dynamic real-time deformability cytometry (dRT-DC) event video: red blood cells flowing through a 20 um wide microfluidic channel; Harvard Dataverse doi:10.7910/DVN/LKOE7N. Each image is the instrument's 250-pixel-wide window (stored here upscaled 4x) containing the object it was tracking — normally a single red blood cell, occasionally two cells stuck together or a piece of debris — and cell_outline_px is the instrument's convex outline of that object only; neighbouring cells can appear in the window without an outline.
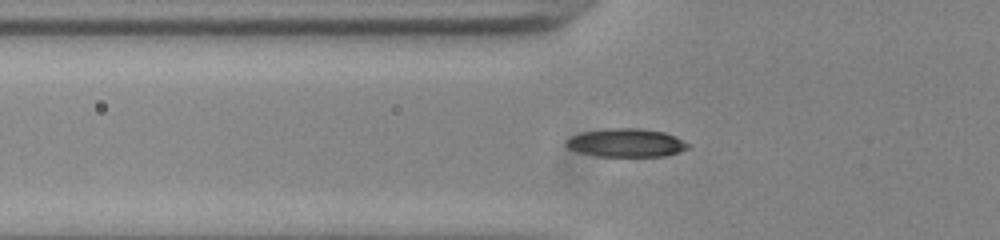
{"species": "common noctule bat (a hibernating species)", "species_latin": "Nyctalus noctula", "temperature_condition": "room temperature", "stored_images_in_passage": 44, "camera_frame_rate_fps": 3000, "um_per_image_px": 0.085, "animal": {"sex": "male", "body_mass_g": 20.0, "forearm_length_mm": 53.3}, "frame": {"image": 1, "passage_image": 12, "time_ms": 3.667, "image_size_px": [1000, 240], "cell_outline_px": [[688, 148], [680, 152], [664, 156], [596, 156], [580, 152], [568, 148], [564, 144], [572, 136], [584, 132], [612, 128], [636, 128], [664, 132], [676, 136], [688, 144]], "centroid_in_image_um": [53.24, 12.14], "position_along_channel_um": 72.6, "area_um2": 19.88}}
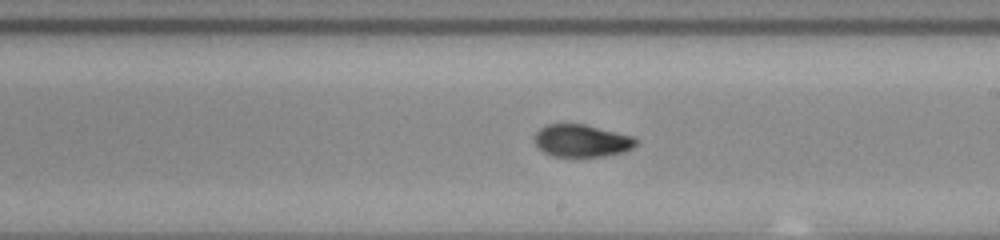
{"frame": {"image": 2, "passage_image": 25, "time_ms": 8.0, "image_size_px": [1000, 240], "cell_outline_px": [[640, 140], [632, 148], [624, 152], [604, 156], [552, 156], [544, 152], [536, 144], [536, 132], [540, 128], [548, 124], [584, 124], [632, 136]], "centroid_in_image_um": [49.48, 11.96], "position_along_channel_um": 239.5, "area_um2": 18.96}}
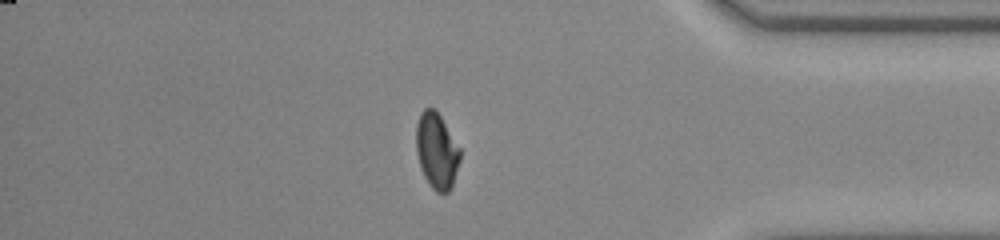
{"frame": {"image": 3, "passage_image": 39, "time_ms": 12.667, "image_size_px": [1000, 240], "cell_outline_px": [[460, 160], [452, 188], [444, 196], [436, 192], [432, 188], [424, 176], [420, 168], [416, 152], [416, 124], [420, 112], [424, 108], [436, 108], [460, 148]], "centroid_in_image_um": [37.11, 12.83], "position_along_channel_um": 398.1, "area_um2": 19.83}}